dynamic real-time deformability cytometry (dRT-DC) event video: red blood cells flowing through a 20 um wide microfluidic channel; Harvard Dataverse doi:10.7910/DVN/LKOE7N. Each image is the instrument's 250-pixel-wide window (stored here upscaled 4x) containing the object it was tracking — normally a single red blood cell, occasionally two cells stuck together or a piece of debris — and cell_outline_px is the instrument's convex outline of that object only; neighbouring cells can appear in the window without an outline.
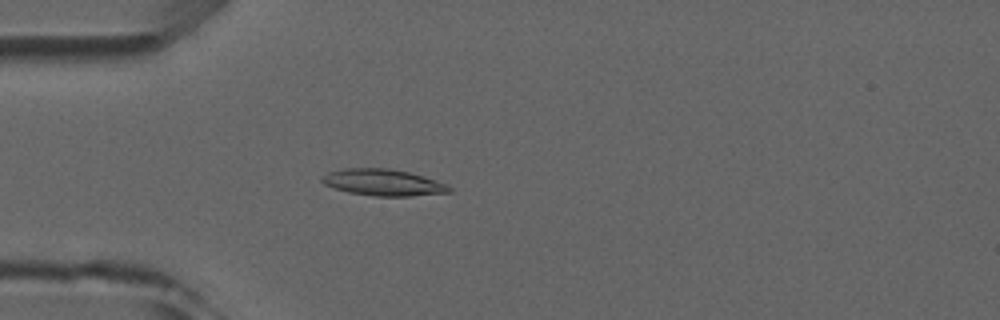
{"species": "common noctule bat (a hibernating species)", "species_latin": "Nyctalus noctula", "temperature_condition": "room temperature", "stored_images_in_passage": 4, "camera_frame_rate_fps": 3000, "um_per_image_px": 0.085, "animal": {"sex": "male", "forearm_length_mm": 52.5}, "frame": {"image": 1, "passage_image": 4, "time_ms": 3.667, "image_size_px": [1000, 320], "cell_outline_px": [[452, 192], [408, 196], [372, 196], [348, 192], [324, 184], [320, 180], [320, 176], [328, 172], [344, 168], [388, 168], [408, 172], [448, 184], [452, 188]], "centroid_in_image_um": [32.55, 15.51], "position_along_channel_um": 52.5, "area_um2": 19.65}}